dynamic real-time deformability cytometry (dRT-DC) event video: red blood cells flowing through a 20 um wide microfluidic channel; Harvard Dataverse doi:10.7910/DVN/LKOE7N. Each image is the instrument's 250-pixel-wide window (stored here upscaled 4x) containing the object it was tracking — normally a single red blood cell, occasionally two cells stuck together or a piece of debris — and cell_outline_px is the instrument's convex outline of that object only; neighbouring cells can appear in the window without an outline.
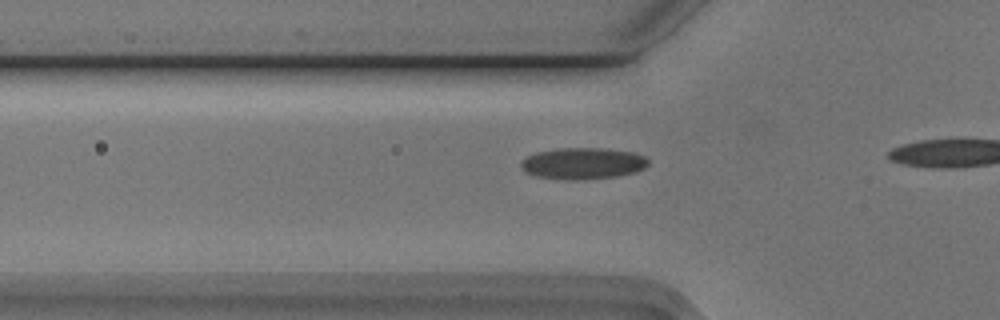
{"species": "Egyptian fruit bat (a non-hibernating species)", "species_latin": "Rousettus aegyptiacus", "temperature_condition": "cold", "stored_images_in_passage": 15, "camera_frame_rate_fps": 3000, "um_per_image_px": 0.085, "animal": {"sex": "male"}, "frame": {"image": 1, "passage_image": 9, "time_ms": 2.667, "image_size_px": [1000, 320], "cell_outline_px": [[648, 164], [644, 168], [636, 172], [616, 176], [576, 180], [572, 180], [536, 176], [524, 172], [520, 168], [520, 160], [536, 152], [560, 148], [604, 148], [632, 152], [644, 156], [648, 160]], "centroid_in_image_um": [49.51, 13.88], "position_along_channel_um": 76.3, "area_um2": 23.35}}
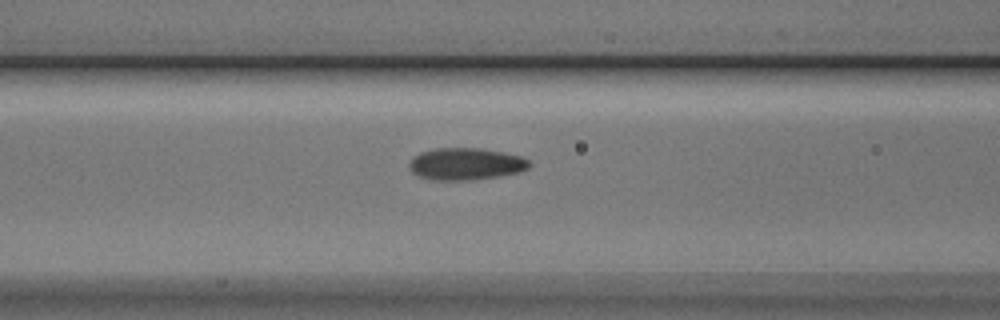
{"frame": {"image": 2, "passage_image": 13, "time_ms": 4.0, "image_size_px": [1000, 320], "cell_outline_px": [[532, 164], [528, 168], [520, 172], [500, 176], [472, 180], [432, 180], [420, 176], [412, 172], [408, 164], [412, 156], [420, 152], [436, 148], [480, 148], [504, 152], [520, 156], [528, 160]], "centroid_in_image_um": [39.59, 13.93], "position_along_channel_um": 127.0, "area_um2": 22.6}}